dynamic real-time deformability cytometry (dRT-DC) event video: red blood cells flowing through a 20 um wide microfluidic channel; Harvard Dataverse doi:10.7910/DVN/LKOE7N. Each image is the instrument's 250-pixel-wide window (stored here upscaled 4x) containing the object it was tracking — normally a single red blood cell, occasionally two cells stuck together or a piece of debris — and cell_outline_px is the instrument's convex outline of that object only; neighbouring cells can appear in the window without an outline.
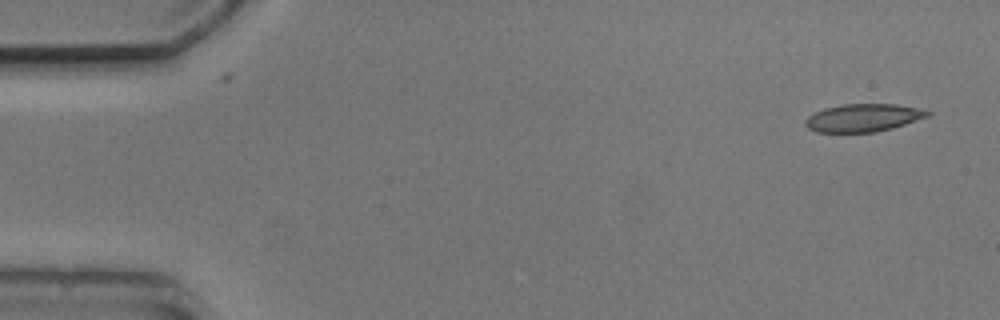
{"species": "common noctule bat (a hibernating species)", "species_latin": "Nyctalus noctula", "temperature_condition": "cold", "stored_images_in_passage": 5, "camera_frame_rate_fps": 3000, "um_per_image_px": 0.085, "animal": {"sex": "male", "body_mass_g": 20.5, "forearm_length_mm": 52.5}, "frame": {"image": 1, "passage_image": 1, "time_ms": 0.0, "image_size_px": [1000, 320], "cell_outline_px": [[932, 112], [928, 116], [892, 128], [876, 132], [816, 132], [808, 128], [804, 124], [804, 120], [808, 116], [824, 108], [844, 104], [896, 104], [916, 108]], "centroid_in_image_um": [73.33, 10.01], "position_along_channel_um": 11.7, "area_um2": 19.65}}
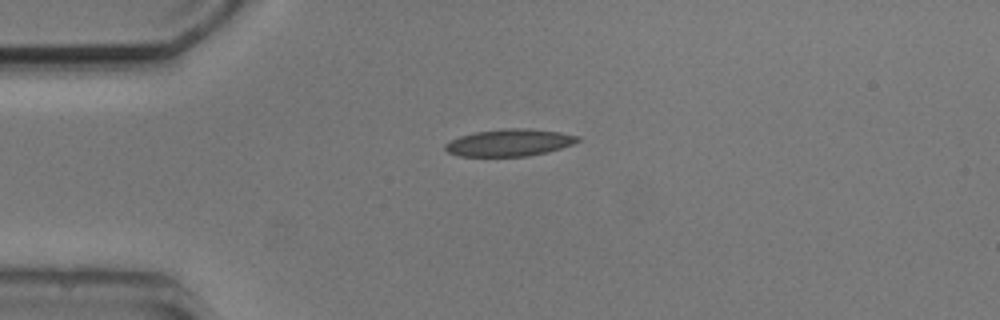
{"frame": {"image": 2, "passage_image": 4, "time_ms": 3.333, "image_size_px": [1000, 320], "cell_outline_px": [[580, 140], [572, 144], [548, 152], [528, 156], [460, 156], [448, 152], [444, 148], [444, 144], [460, 136], [476, 132], [504, 128], [528, 128], [560, 132], [580, 136]], "centroid_in_image_um": [43.32, 12.12], "position_along_channel_um": 41.7, "area_um2": 20.87}}